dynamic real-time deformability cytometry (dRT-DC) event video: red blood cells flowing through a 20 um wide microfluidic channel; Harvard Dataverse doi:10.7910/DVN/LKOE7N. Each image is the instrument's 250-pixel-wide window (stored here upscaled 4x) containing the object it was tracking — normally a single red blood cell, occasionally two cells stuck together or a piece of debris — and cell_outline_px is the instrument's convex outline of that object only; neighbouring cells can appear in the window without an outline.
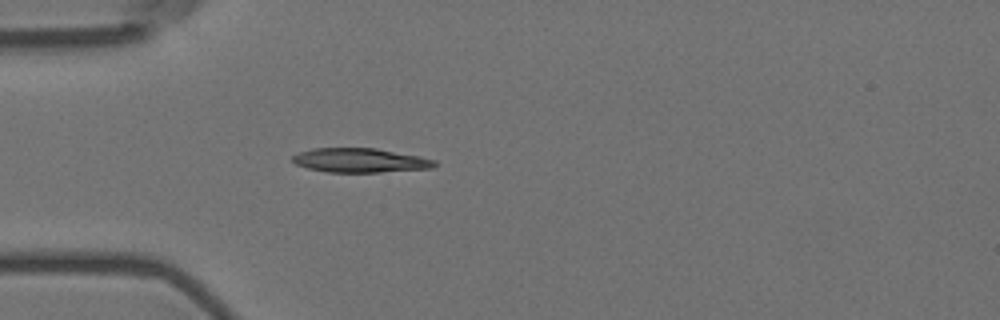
{"species": "Egyptian fruit bat (a non-hibernating species)", "species_latin": "Rousettus aegyptiacus", "temperature_condition": "room temperature", "stored_images_in_passage": 28, "camera_frame_rate_fps": 3000, "um_per_image_px": 0.085, "animal": {"sex": "female"}, "frame": {"image": 1, "passage_image": 1, "time_ms": 0.0, "image_size_px": [1000, 320], "cell_outline_px": [[436, 164], [432, 168], [380, 172], [328, 172], [308, 168], [296, 164], [292, 160], [292, 156], [300, 152], [312, 148], [376, 148], [420, 156], [436, 160]], "centroid_in_image_um": [30.62, 13.62], "position_along_channel_um": 54.4, "area_um2": 20.0}}
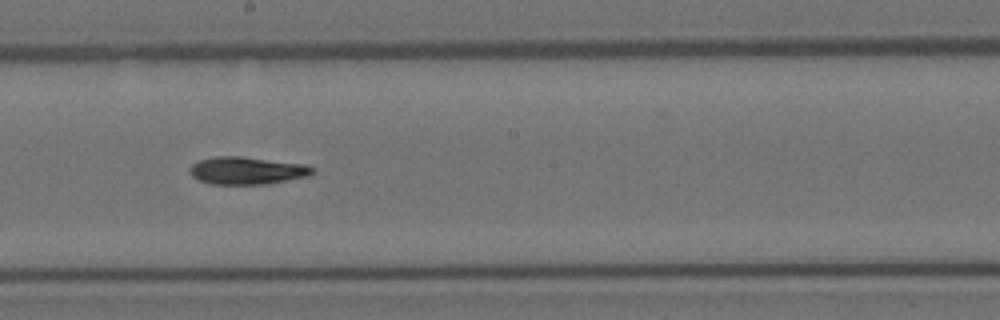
{"frame": {"image": 2, "passage_image": 16, "time_ms": 5.0, "image_size_px": [1000, 320], "cell_outline_px": [[316, 172], [308, 176], [268, 184], [208, 184], [192, 176], [188, 172], [188, 168], [192, 164], [200, 160], [216, 156], [240, 156], [304, 164], [316, 168]], "centroid_in_image_um": [20.99, 14.5], "position_along_channel_um": 227.2, "area_um2": 19.83}}
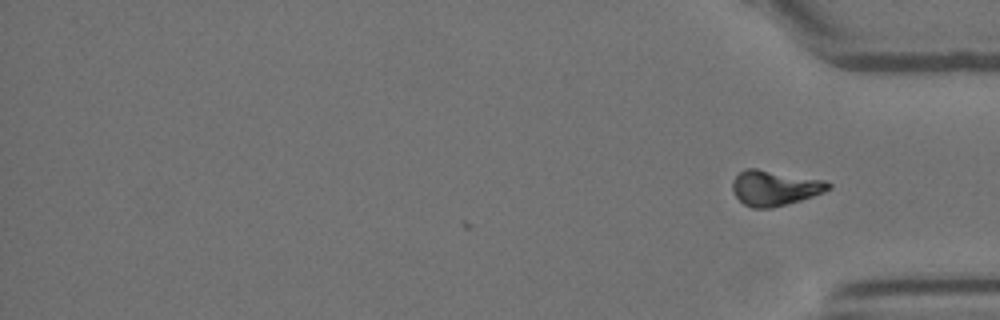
{"frame": {"image": 3, "passage_image": 28, "time_ms": 9.0, "image_size_px": [1000, 320], "cell_outline_px": [[832, 188], [824, 192], [800, 200], [772, 208], [752, 208], [744, 204], [732, 192], [732, 180], [744, 168], [756, 168], [824, 180], [832, 184]], "centroid_in_image_um": [65.83, 15.97], "position_along_channel_um": 369.4, "area_um2": 19.71}}